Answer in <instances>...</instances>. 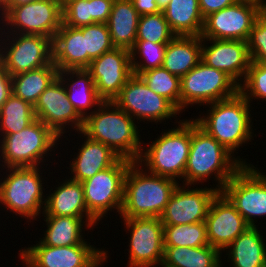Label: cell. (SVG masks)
I'll return each instance as SVG.
<instances>
[{"instance_id": "4316f807", "label": "cell", "mask_w": 266, "mask_h": 267, "mask_svg": "<svg viewBox=\"0 0 266 267\" xmlns=\"http://www.w3.org/2000/svg\"><path fill=\"white\" fill-rule=\"evenodd\" d=\"M258 227H248L225 248L224 253L228 251L226 255L230 266L266 267V240Z\"/></svg>"}, {"instance_id": "4fadbf2b", "label": "cell", "mask_w": 266, "mask_h": 267, "mask_svg": "<svg viewBox=\"0 0 266 267\" xmlns=\"http://www.w3.org/2000/svg\"><path fill=\"white\" fill-rule=\"evenodd\" d=\"M19 250L25 267H100L108 262V251L89 244L47 246L40 241Z\"/></svg>"}, {"instance_id": "277c9868", "label": "cell", "mask_w": 266, "mask_h": 267, "mask_svg": "<svg viewBox=\"0 0 266 267\" xmlns=\"http://www.w3.org/2000/svg\"><path fill=\"white\" fill-rule=\"evenodd\" d=\"M179 182L133 161L125 175L120 218L160 217Z\"/></svg>"}, {"instance_id": "ee69618b", "label": "cell", "mask_w": 266, "mask_h": 267, "mask_svg": "<svg viewBox=\"0 0 266 267\" xmlns=\"http://www.w3.org/2000/svg\"><path fill=\"white\" fill-rule=\"evenodd\" d=\"M12 95L11 76L0 63V108L5 104L7 99Z\"/></svg>"}, {"instance_id": "f35d334b", "label": "cell", "mask_w": 266, "mask_h": 267, "mask_svg": "<svg viewBox=\"0 0 266 267\" xmlns=\"http://www.w3.org/2000/svg\"><path fill=\"white\" fill-rule=\"evenodd\" d=\"M239 92L245 99L252 103L263 99L266 101V64L251 62L245 80L239 86ZM252 99V100H251Z\"/></svg>"}, {"instance_id": "f1b7e54d", "label": "cell", "mask_w": 266, "mask_h": 267, "mask_svg": "<svg viewBox=\"0 0 266 267\" xmlns=\"http://www.w3.org/2000/svg\"><path fill=\"white\" fill-rule=\"evenodd\" d=\"M200 36H175L165 51L162 67L180 78L201 61Z\"/></svg>"}, {"instance_id": "60d3db41", "label": "cell", "mask_w": 266, "mask_h": 267, "mask_svg": "<svg viewBox=\"0 0 266 267\" xmlns=\"http://www.w3.org/2000/svg\"><path fill=\"white\" fill-rule=\"evenodd\" d=\"M251 62L266 64V23L256 19L247 39Z\"/></svg>"}, {"instance_id": "484cf974", "label": "cell", "mask_w": 266, "mask_h": 267, "mask_svg": "<svg viewBox=\"0 0 266 267\" xmlns=\"http://www.w3.org/2000/svg\"><path fill=\"white\" fill-rule=\"evenodd\" d=\"M44 217L43 220L46 222L47 229L43 234L44 237L39 239L42 244L54 247L88 244L89 242L84 239L85 235L82 231L93 229L94 226L99 224L95 219L70 216Z\"/></svg>"}, {"instance_id": "d6986e66", "label": "cell", "mask_w": 266, "mask_h": 267, "mask_svg": "<svg viewBox=\"0 0 266 267\" xmlns=\"http://www.w3.org/2000/svg\"><path fill=\"white\" fill-rule=\"evenodd\" d=\"M257 18L256 5L237 2L206 16L200 37L247 41Z\"/></svg>"}, {"instance_id": "7bdbcfd3", "label": "cell", "mask_w": 266, "mask_h": 267, "mask_svg": "<svg viewBox=\"0 0 266 267\" xmlns=\"http://www.w3.org/2000/svg\"><path fill=\"white\" fill-rule=\"evenodd\" d=\"M238 0H199V7L203 18L237 3Z\"/></svg>"}, {"instance_id": "b9f144b4", "label": "cell", "mask_w": 266, "mask_h": 267, "mask_svg": "<svg viewBox=\"0 0 266 267\" xmlns=\"http://www.w3.org/2000/svg\"><path fill=\"white\" fill-rule=\"evenodd\" d=\"M114 0H91V24L107 23Z\"/></svg>"}, {"instance_id": "f546056e", "label": "cell", "mask_w": 266, "mask_h": 267, "mask_svg": "<svg viewBox=\"0 0 266 267\" xmlns=\"http://www.w3.org/2000/svg\"><path fill=\"white\" fill-rule=\"evenodd\" d=\"M163 13L176 36L201 35L204 18L199 0H170Z\"/></svg>"}, {"instance_id": "8992f818", "label": "cell", "mask_w": 266, "mask_h": 267, "mask_svg": "<svg viewBox=\"0 0 266 267\" xmlns=\"http://www.w3.org/2000/svg\"><path fill=\"white\" fill-rule=\"evenodd\" d=\"M57 142H60V137L42 121L35 119L23 130L0 138V168L42 167L47 160L44 158L56 151L54 149L60 144Z\"/></svg>"}, {"instance_id": "2e32d148", "label": "cell", "mask_w": 266, "mask_h": 267, "mask_svg": "<svg viewBox=\"0 0 266 267\" xmlns=\"http://www.w3.org/2000/svg\"><path fill=\"white\" fill-rule=\"evenodd\" d=\"M90 73L98 96L112 102L133 75L130 50L114 47L90 62Z\"/></svg>"}, {"instance_id": "e0dca14e", "label": "cell", "mask_w": 266, "mask_h": 267, "mask_svg": "<svg viewBox=\"0 0 266 267\" xmlns=\"http://www.w3.org/2000/svg\"><path fill=\"white\" fill-rule=\"evenodd\" d=\"M34 114L36 119L51 128L60 138L65 135L67 127L69 130L71 126L75 132H79L84 125V119L69 101L65 86L59 77L40 95L34 105Z\"/></svg>"}, {"instance_id": "5bb4252c", "label": "cell", "mask_w": 266, "mask_h": 267, "mask_svg": "<svg viewBox=\"0 0 266 267\" xmlns=\"http://www.w3.org/2000/svg\"><path fill=\"white\" fill-rule=\"evenodd\" d=\"M113 102L137 123L166 122L181 112L166 98L152 91L142 78L132 75ZM139 121V122H138Z\"/></svg>"}, {"instance_id": "681fc988", "label": "cell", "mask_w": 266, "mask_h": 267, "mask_svg": "<svg viewBox=\"0 0 266 267\" xmlns=\"http://www.w3.org/2000/svg\"><path fill=\"white\" fill-rule=\"evenodd\" d=\"M261 0H238V2H244V3H250V4H253V5H258V3L260 2Z\"/></svg>"}, {"instance_id": "d6a6232c", "label": "cell", "mask_w": 266, "mask_h": 267, "mask_svg": "<svg viewBox=\"0 0 266 267\" xmlns=\"http://www.w3.org/2000/svg\"><path fill=\"white\" fill-rule=\"evenodd\" d=\"M35 119L34 106L12 94L0 108V138L23 130Z\"/></svg>"}, {"instance_id": "836d02e7", "label": "cell", "mask_w": 266, "mask_h": 267, "mask_svg": "<svg viewBox=\"0 0 266 267\" xmlns=\"http://www.w3.org/2000/svg\"><path fill=\"white\" fill-rule=\"evenodd\" d=\"M164 246L201 247L209 245L206 223L163 225Z\"/></svg>"}, {"instance_id": "ac0fdd59", "label": "cell", "mask_w": 266, "mask_h": 267, "mask_svg": "<svg viewBox=\"0 0 266 267\" xmlns=\"http://www.w3.org/2000/svg\"><path fill=\"white\" fill-rule=\"evenodd\" d=\"M194 186L191 188V185L189 187L178 184L159 217L163 225L195 224L205 221L210 203L219 191L214 187L207 188L206 185L205 188Z\"/></svg>"}, {"instance_id": "7c38bea8", "label": "cell", "mask_w": 266, "mask_h": 267, "mask_svg": "<svg viewBox=\"0 0 266 267\" xmlns=\"http://www.w3.org/2000/svg\"><path fill=\"white\" fill-rule=\"evenodd\" d=\"M221 192L249 226H258L257 218L266 217V174L254 165H243Z\"/></svg>"}, {"instance_id": "e575fe53", "label": "cell", "mask_w": 266, "mask_h": 267, "mask_svg": "<svg viewBox=\"0 0 266 267\" xmlns=\"http://www.w3.org/2000/svg\"><path fill=\"white\" fill-rule=\"evenodd\" d=\"M156 94L169 100L180 111V77L164 67H157L139 75Z\"/></svg>"}, {"instance_id": "bcb514c9", "label": "cell", "mask_w": 266, "mask_h": 267, "mask_svg": "<svg viewBox=\"0 0 266 267\" xmlns=\"http://www.w3.org/2000/svg\"><path fill=\"white\" fill-rule=\"evenodd\" d=\"M35 0H8L1 8H0V18L13 6H18L21 4L30 3Z\"/></svg>"}, {"instance_id": "44dd1931", "label": "cell", "mask_w": 266, "mask_h": 267, "mask_svg": "<svg viewBox=\"0 0 266 267\" xmlns=\"http://www.w3.org/2000/svg\"><path fill=\"white\" fill-rule=\"evenodd\" d=\"M205 223L209 245L222 252L250 227L222 192L211 201Z\"/></svg>"}, {"instance_id": "d4e9b609", "label": "cell", "mask_w": 266, "mask_h": 267, "mask_svg": "<svg viewBox=\"0 0 266 267\" xmlns=\"http://www.w3.org/2000/svg\"><path fill=\"white\" fill-rule=\"evenodd\" d=\"M58 77L65 86L69 101L83 119L104 102L98 96L94 81L86 69H65L58 71Z\"/></svg>"}, {"instance_id": "ffe728a7", "label": "cell", "mask_w": 266, "mask_h": 267, "mask_svg": "<svg viewBox=\"0 0 266 267\" xmlns=\"http://www.w3.org/2000/svg\"><path fill=\"white\" fill-rule=\"evenodd\" d=\"M201 61L225 72L240 86L251 63L247 41L202 39Z\"/></svg>"}, {"instance_id": "7a4b0ae2", "label": "cell", "mask_w": 266, "mask_h": 267, "mask_svg": "<svg viewBox=\"0 0 266 267\" xmlns=\"http://www.w3.org/2000/svg\"><path fill=\"white\" fill-rule=\"evenodd\" d=\"M190 150L184 171V185H200L212 176L216 190L221 192L224 185L243 166L215 138L207 134L190 119ZM198 183V184H197Z\"/></svg>"}, {"instance_id": "7dc6e473", "label": "cell", "mask_w": 266, "mask_h": 267, "mask_svg": "<svg viewBox=\"0 0 266 267\" xmlns=\"http://www.w3.org/2000/svg\"><path fill=\"white\" fill-rule=\"evenodd\" d=\"M258 19L266 23V1L261 0L257 5Z\"/></svg>"}, {"instance_id": "7402d4cb", "label": "cell", "mask_w": 266, "mask_h": 267, "mask_svg": "<svg viewBox=\"0 0 266 267\" xmlns=\"http://www.w3.org/2000/svg\"><path fill=\"white\" fill-rule=\"evenodd\" d=\"M78 133L85 140L79 145L81 148H78L77 156L70 161V179L83 182L99 171L113 166L121 158L105 144L90 139L82 131Z\"/></svg>"}, {"instance_id": "8fae6325", "label": "cell", "mask_w": 266, "mask_h": 267, "mask_svg": "<svg viewBox=\"0 0 266 267\" xmlns=\"http://www.w3.org/2000/svg\"><path fill=\"white\" fill-rule=\"evenodd\" d=\"M0 63L11 77L53 64L52 39L41 35L0 33Z\"/></svg>"}, {"instance_id": "83f0119b", "label": "cell", "mask_w": 266, "mask_h": 267, "mask_svg": "<svg viewBox=\"0 0 266 267\" xmlns=\"http://www.w3.org/2000/svg\"><path fill=\"white\" fill-rule=\"evenodd\" d=\"M139 17L131 0H114L106 23L114 47L127 50L133 48L136 42Z\"/></svg>"}, {"instance_id": "3957f363", "label": "cell", "mask_w": 266, "mask_h": 267, "mask_svg": "<svg viewBox=\"0 0 266 267\" xmlns=\"http://www.w3.org/2000/svg\"><path fill=\"white\" fill-rule=\"evenodd\" d=\"M136 121L113 101H104L84 119L82 132L110 147L121 158L137 161L143 140Z\"/></svg>"}, {"instance_id": "4dcf8cb0", "label": "cell", "mask_w": 266, "mask_h": 267, "mask_svg": "<svg viewBox=\"0 0 266 267\" xmlns=\"http://www.w3.org/2000/svg\"><path fill=\"white\" fill-rule=\"evenodd\" d=\"M222 252L210 245L164 246L161 267H222Z\"/></svg>"}, {"instance_id": "d590c367", "label": "cell", "mask_w": 266, "mask_h": 267, "mask_svg": "<svg viewBox=\"0 0 266 267\" xmlns=\"http://www.w3.org/2000/svg\"><path fill=\"white\" fill-rule=\"evenodd\" d=\"M166 48L167 44L136 41L130 50L133 74L139 76L145 71L162 67Z\"/></svg>"}, {"instance_id": "5b68a950", "label": "cell", "mask_w": 266, "mask_h": 267, "mask_svg": "<svg viewBox=\"0 0 266 267\" xmlns=\"http://www.w3.org/2000/svg\"><path fill=\"white\" fill-rule=\"evenodd\" d=\"M176 127L161 134L142 147L136 161L149 173L169 177L184 185V171L190 150V119L176 121ZM149 146V147H148ZM178 179H183L178 181Z\"/></svg>"}, {"instance_id": "cb8c5ba5", "label": "cell", "mask_w": 266, "mask_h": 267, "mask_svg": "<svg viewBox=\"0 0 266 267\" xmlns=\"http://www.w3.org/2000/svg\"><path fill=\"white\" fill-rule=\"evenodd\" d=\"M60 183L54 191L50 189V193L46 194L48 196H46V204L41 216H70L94 219L87 211L82 183L69 178Z\"/></svg>"}, {"instance_id": "52a82bcc", "label": "cell", "mask_w": 266, "mask_h": 267, "mask_svg": "<svg viewBox=\"0 0 266 267\" xmlns=\"http://www.w3.org/2000/svg\"><path fill=\"white\" fill-rule=\"evenodd\" d=\"M7 175L0 178V204L17 216L27 218L28 222L37 220L44 212L46 204L44 176L40 167H7ZM42 178V179H41ZM44 190V192H43ZM45 195V196H44ZM42 210V212H41ZM37 217V218H36Z\"/></svg>"}, {"instance_id": "603a6c76", "label": "cell", "mask_w": 266, "mask_h": 267, "mask_svg": "<svg viewBox=\"0 0 266 267\" xmlns=\"http://www.w3.org/2000/svg\"><path fill=\"white\" fill-rule=\"evenodd\" d=\"M53 64L58 71L86 69L92 59L85 53V38L79 28L62 23L52 40Z\"/></svg>"}, {"instance_id": "30bf717a", "label": "cell", "mask_w": 266, "mask_h": 267, "mask_svg": "<svg viewBox=\"0 0 266 267\" xmlns=\"http://www.w3.org/2000/svg\"><path fill=\"white\" fill-rule=\"evenodd\" d=\"M133 161L120 158L113 166L103 169L81 182L88 213L98 222L108 211L120 215L123 204L124 179Z\"/></svg>"}, {"instance_id": "8d00e7d4", "label": "cell", "mask_w": 266, "mask_h": 267, "mask_svg": "<svg viewBox=\"0 0 266 267\" xmlns=\"http://www.w3.org/2000/svg\"><path fill=\"white\" fill-rule=\"evenodd\" d=\"M175 36L163 11L139 17L136 41L168 44Z\"/></svg>"}, {"instance_id": "9a60e30c", "label": "cell", "mask_w": 266, "mask_h": 267, "mask_svg": "<svg viewBox=\"0 0 266 267\" xmlns=\"http://www.w3.org/2000/svg\"><path fill=\"white\" fill-rule=\"evenodd\" d=\"M130 234L128 267L161 266L164 254L163 224L159 217L121 218Z\"/></svg>"}, {"instance_id": "9c48e42d", "label": "cell", "mask_w": 266, "mask_h": 267, "mask_svg": "<svg viewBox=\"0 0 266 267\" xmlns=\"http://www.w3.org/2000/svg\"><path fill=\"white\" fill-rule=\"evenodd\" d=\"M180 82L181 113L193 104L205 106L233 97L239 92V85L229 75L202 61L182 76Z\"/></svg>"}, {"instance_id": "f6af8a7d", "label": "cell", "mask_w": 266, "mask_h": 267, "mask_svg": "<svg viewBox=\"0 0 266 267\" xmlns=\"http://www.w3.org/2000/svg\"><path fill=\"white\" fill-rule=\"evenodd\" d=\"M138 14H155L161 12L156 0H131Z\"/></svg>"}, {"instance_id": "6da1fadb", "label": "cell", "mask_w": 266, "mask_h": 267, "mask_svg": "<svg viewBox=\"0 0 266 267\" xmlns=\"http://www.w3.org/2000/svg\"><path fill=\"white\" fill-rule=\"evenodd\" d=\"M210 105V106H209ZM250 104L245 97L238 92L233 97L207 104L209 110L206 115L199 114L193 120L207 134L215 138L225 147L242 165H253L246 162L240 156H235L242 145L249 144L254 134ZM238 149V150H237Z\"/></svg>"}, {"instance_id": "ba28073f", "label": "cell", "mask_w": 266, "mask_h": 267, "mask_svg": "<svg viewBox=\"0 0 266 267\" xmlns=\"http://www.w3.org/2000/svg\"><path fill=\"white\" fill-rule=\"evenodd\" d=\"M62 23V0H35L11 7L0 18V33L41 35L53 40Z\"/></svg>"}, {"instance_id": "f907efd6", "label": "cell", "mask_w": 266, "mask_h": 267, "mask_svg": "<svg viewBox=\"0 0 266 267\" xmlns=\"http://www.w3.org/2000/svg\"><path fill=\"white\" fill-rule=\"evenodd\" d=\"M8 0H0V8L7 2Z\"/></svg>"}, {"instance_id": "ab89813d", "label": "cell", "mask_w": 266, "mask_h": 267, "mask_svg": "<svg viewBox=\"0 0 266 267\" xmlns=\"http://www.w3.org/2000/svg\"><path fill=\"white\" fill-rule=\"evenodd\" d=\"M63 24L80 28L91 24V0H62Z\"/></svg>"}, {"instance_id": "1f68e13d", "label": "cell", "mask_w": 266, "mask_h": 267, "mask_svg": "<svg viewBox=\"0 0 266 267\" xmlns=\"http://www.w3.org/2000/svg\"><path fill=\"white\" fill-rule=\"evenodd\" d=\"M57 77L58 69L54 64L16 74L11 77L12 94L34 106Z\"/></svg>"}, {"instance_id": "74e56055", "label": "cell", "mask_w": 266, "mask_h": 267, "mask_svg": "<svg viewBox=\"0 0 266 267\" xmlns=\"http://www.w3.org/2000/svg\"><path fill=\"white\" fill-rule=\"evenodd\" d=\"M79 29L85 38V53L92 60L114 48L106 23H93Z\"/></svg>"}, {"instance_id": "c3c4849f", "label": "cell", "mask_w": 266, "mask_h": 267, "mask_svg": "<svg viewBox=\"0 0 266 267\" xmlns=\"http://www.w3.org/2000/svg\"><path fill=\"white\" fill-rule=\"evenodd\" d=\"M156 2L160 10L163 11L169 4L170 0H156Z\"/></svg>"}]
</instances>
